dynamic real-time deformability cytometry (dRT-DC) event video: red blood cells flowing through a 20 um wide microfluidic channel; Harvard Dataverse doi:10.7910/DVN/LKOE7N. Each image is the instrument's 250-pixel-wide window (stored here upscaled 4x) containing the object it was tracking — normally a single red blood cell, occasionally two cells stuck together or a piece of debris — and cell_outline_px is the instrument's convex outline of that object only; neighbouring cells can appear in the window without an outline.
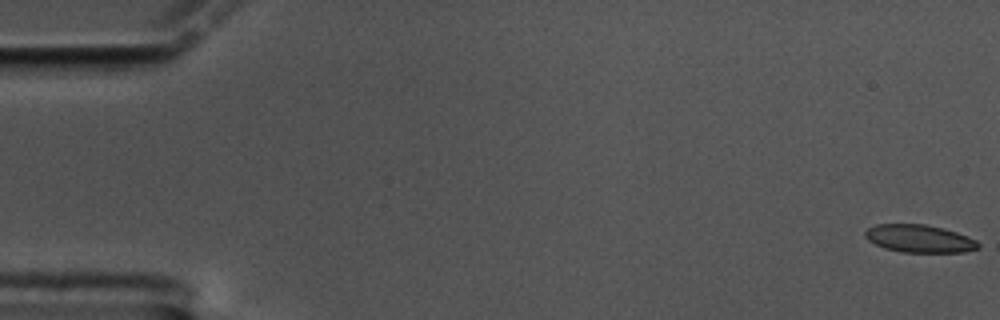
{"species": "common noctule bat (a hibernating species)", "species_latin": "Nyctalus noctula", "temperature_condition": "cold", "stored_images_in_passage": 60, "camera_frame_rate_fps": 3000, "um_per_image_px": 0.085, "animal": {"sex": "male", "body_mass_g": 17.5, "forearm_length_mm": 52.3}, "frame": {"image": 1, "passage_image": 1, "time_ms": 0.0, "image_size_px": [1000, 320], "cell_outline_px": [[980, 248], [964, 252], [900, 252], [884, 248], [868, 240], [864, 236], [864, 232], [868, 228], [876, 224], [924, 224], [944, 228], [956, 232], [976, 240], [980, 244]], "centroid_in_image_um": [78.14, 20.28], "position_along_channel_um": 6.9, "area_um2": 18.32}}
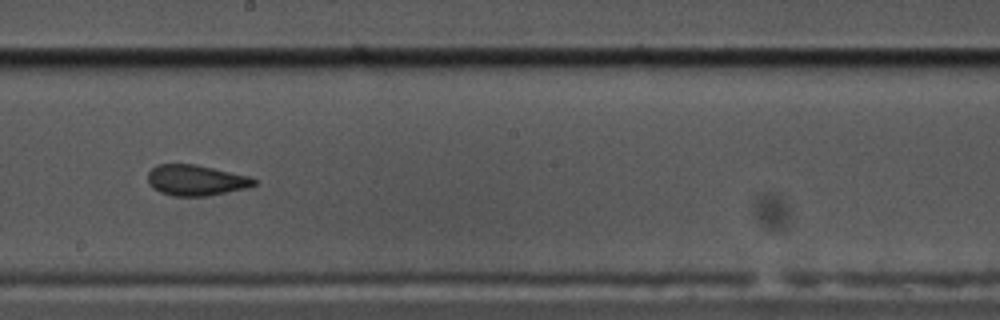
{"frame": {"image": 2, "passage_image": 34, "time_ms": 11.0, "image_size_px": [1000, 320], "cell_outline_px": [[256, 184], [248, 188], [208, 196], [172, 196], [160, 192], [152, 188], [148, 184], [148, 172], [156, 164], [196, 164], [252, 176], [256, 180]], "centroid_in_image_um": [16.67, 15.32], "position_along_channel_um": 231.5, "area_um2": 19.36}}
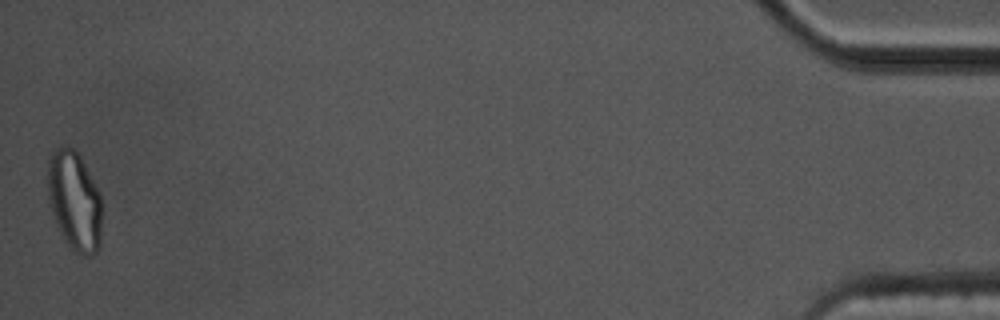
{"frame": {"image": 3, "passage_image": 60, "time_ms": 19.667, "image_size_px": [1000, 320], "cell_outline_px": [[100, 248], [92, 256], [84, 256], [68, 248], [56, 224], [48, 204], [48, 160], [52, 152], [56, 148], [64, 144], [72, 148], [80, 156], [100, 192]], "centroid_in_image_um": [6.31, 17.09], "position_along_channel_um": 428.9, "area_um2": 31.67}, "authors_computed_cell_mechanics": {"area_um2": 19.4208, "velocity_mm_per_s": 3.3582, "shape_relaxation_time_tau1_ms": 8.1569, "shape_relaxation_time_tau2_ms": 1.7216, "deformation_change_tau1": 0.1894, "deformation_change_tau2": 0.0795}}